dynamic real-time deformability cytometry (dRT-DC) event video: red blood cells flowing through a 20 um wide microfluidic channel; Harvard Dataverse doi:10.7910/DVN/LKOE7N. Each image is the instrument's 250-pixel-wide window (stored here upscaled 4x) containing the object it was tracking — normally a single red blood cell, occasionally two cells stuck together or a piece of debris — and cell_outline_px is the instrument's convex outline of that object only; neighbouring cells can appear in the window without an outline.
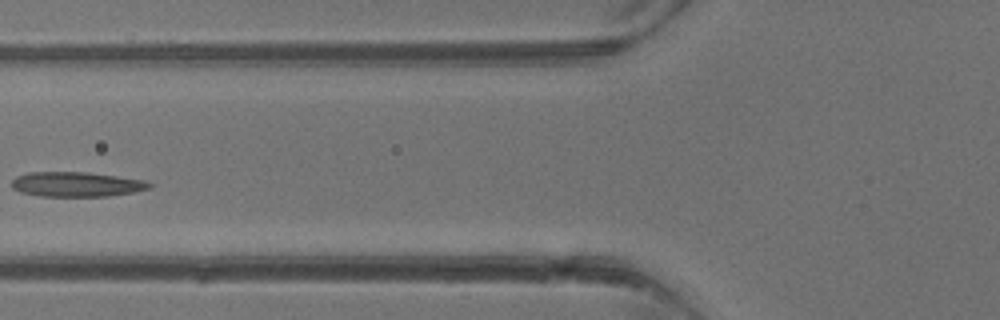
{"species": "common noctule bat (a hibernating species)", "species_latin": "Nyctalus noctula", "temperature_condition": "warm", "stored_images_in_passage": 3, "camera_frame_rate_fps": 3000, "um_per_image_px": 0.085, "animal": {"sex": "male", "body_mass_g": 13.3}, "frame": {"image": 1, "passage_image": 3, "time_ms": 2.333, "image_size_px": [1000, 320], "cell_outline_px": [[152, 188], [132, 192], [108, 196], [40, 196], [20, 192], [12, 188], [12, 180], [16, 176], [28, 172], [88, 172], [144, 180], [152, 184]], "centroid_in_image_um": [6.48, 15.66], "position_along_channel_um": 119.3, "area_um2": 19.88}}